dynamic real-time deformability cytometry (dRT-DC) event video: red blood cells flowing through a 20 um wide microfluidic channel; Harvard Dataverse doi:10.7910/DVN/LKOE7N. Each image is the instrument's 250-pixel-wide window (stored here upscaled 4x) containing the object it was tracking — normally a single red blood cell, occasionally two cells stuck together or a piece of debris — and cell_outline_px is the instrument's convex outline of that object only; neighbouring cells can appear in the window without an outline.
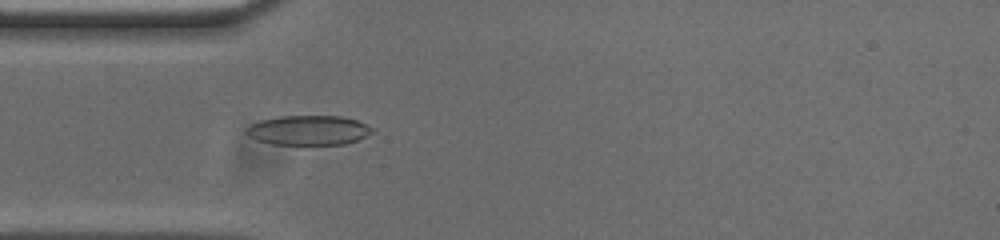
{"species": "common noctule bat (a hibernating species)", "species_latin": "Nyctalus noctula", "temperature_condition": "cold", "stored_images_in_passage": 53, "camera_frame_rate_fps": 3000, "um_per_image_px": 0.085, "animal": {"sex": "male", "body_mass_g": 20.0, "forearm_length_mm": 53.3}, "frame": {"image": 1, "passage_image": 14, "time_ms": 4.333, "image_size_px": [1000, 240], "cell_outline_px": [[372, 132], [356, 140], [344, 144], [272, 144], [256, 140], [248, 136], [244, 132], [244, 128], [260, 120], [284, 116], [340, 116], [356, 120], [372, 128]], "centroid_in_image_um": [26.15, 11.07], "position_along_channel_um": 58.9, "area_um2": 21.5}}
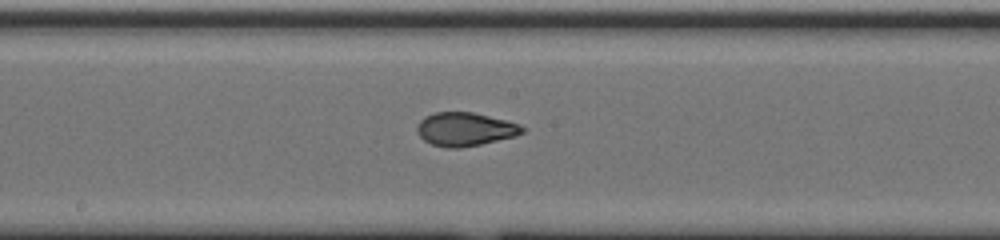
{"frame": {"image": 2, "passage_image": 26, "time_ms": 8.333, "image_size_px": [1000, 240], "cell_outline_px": [[524, 132], [516, 136], [480, 144], [460, 148], [444, 148], [432, 144], [424, 140], [420, 136], [416, 128], [420, 120], [424, 116], [436, 112], [472, 112], [520, 124], [524, 128]], "centroid_in_image_um": [39.51, 10.99], "position_along_channel_um": 208.7, "area_um2": 20.46}}
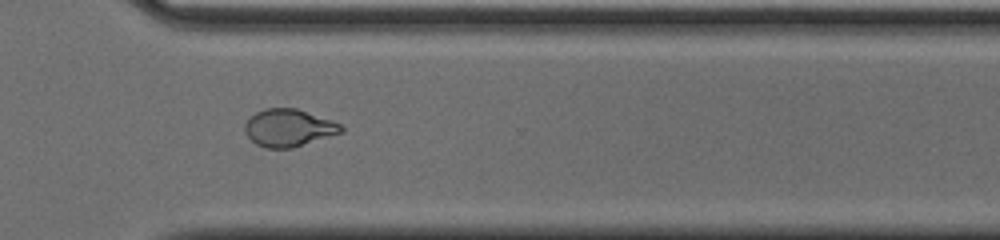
{"frame": {"image": 3, "passage_image": 37, "time_ms": 12.0, "image_size_px": [1000, 240], "cell_outline_px": [[344, 132], [292, 148], [268, 148], [256, 144], [244, 132], [244, 124], [256, 112], [264, 108], [296, 108], [332, 120], [340, 124], [344, 128]], "centroid_in_image_um": [24.55, 10.86], "position_along_channel_um": 346.1, "area_um2": 20.98}, "authors_computed_cell_mechanics": {"area_um2": 20.8658, "velocity_mm_per_s": 3.7482, "shape_relaxation_time_tau1_ms": null, "shape_relaxation_time_tau2_ms": 1.2889, "deformation_change_tau1": null, "deformation_change_tau2": 0.0686}}